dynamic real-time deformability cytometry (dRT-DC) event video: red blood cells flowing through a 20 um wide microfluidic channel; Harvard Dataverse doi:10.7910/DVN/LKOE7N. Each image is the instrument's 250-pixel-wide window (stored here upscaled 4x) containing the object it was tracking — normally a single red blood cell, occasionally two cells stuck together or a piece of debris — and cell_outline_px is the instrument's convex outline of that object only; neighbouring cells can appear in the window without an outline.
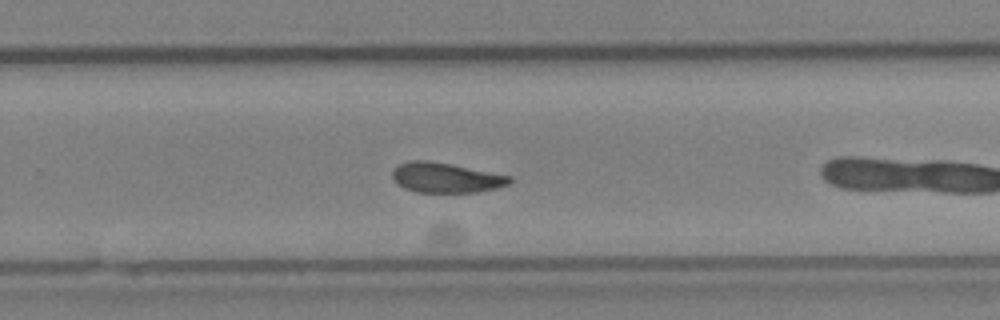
{"species": "Egyptian fruit bat (a non-hibernating species)", "species_latin": "Rousettus aegyptiacus", "temperature_condition": "cold", "stored_images_in_passage": 22, "camera_frame_rate_fps": 3000, "um_per_image_px": 0.085, "animal": {"sex": "female"}, "frame": {"image": 1, "passage_image": 13, "time_ms": 4.0, "image_size_px": [1000, 320], "cell_outline_px": [[512, 180], [508, 184], [496, 188], [476, 192], [416, 192], [404, 188], [396, 184], [392, 176], [392, 168], [396, 164], [408, 160], [428, 160], [452, 164], [512, 176]], "centroid_in_image_um": [37.84, 15.08], "position_along_channel_um": 292.0, "area_um2": 20.75}}
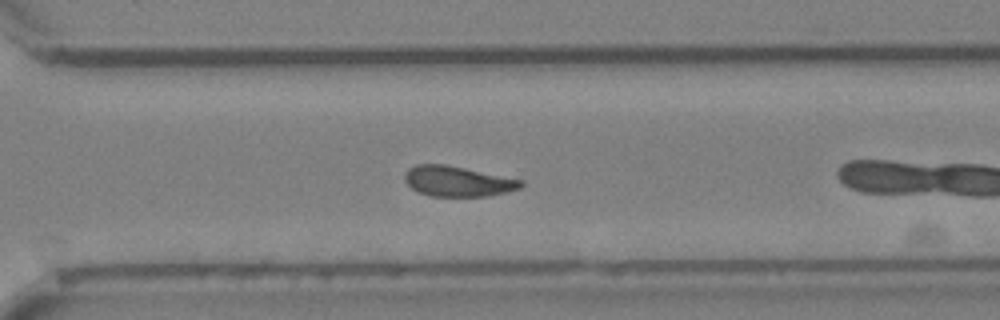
{"frame": {"image": 2, "passage_image": 16, "time_ms": 5.0, "image_size_px": [1000, 320], "cell_outline_px": [[524, 184], [520, 188], [488, 196], [432, 196], [420, 192], [412, 188], [404, 180], [404, 172], [408, 168], [416, 164], [444, 164], [524, 180]], "centroid_in_image_um": [38.88, 15.4], "position_along_channel_um": 331.7, "area_um2": 20.4}}
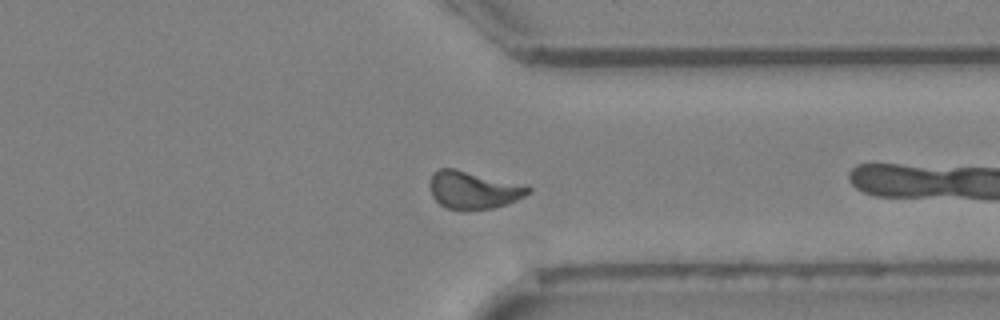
{"frame": {"image": 3, "passage_image": 19, "time_ms": 6.0, "image_size_px": [1000, 320], "cell_outline_px": [[532, 192], [516, 200], [492, 208], [464, 212], [444, 208], [432, 196], [428, 184], [432, 172], [440, 168], [456, 168], [528, 184], [532, 188]], "centroid_in_image_um": [40.24, 16.14], "position_along_channel_um": 371.2, "area_um2": 22.54}, "authors_computed_cell_mechanics": {"area_um2": 21.4727, "velocity_mm_per_s": 3.9787, "shape_relaxation_time_tau1_ms": 1.5107, "shape_relaxation_time_tau2_ms": 1.3974, "deformation_change_tau1": 0.1677, "deformation_change_tau2": 0.0573}}